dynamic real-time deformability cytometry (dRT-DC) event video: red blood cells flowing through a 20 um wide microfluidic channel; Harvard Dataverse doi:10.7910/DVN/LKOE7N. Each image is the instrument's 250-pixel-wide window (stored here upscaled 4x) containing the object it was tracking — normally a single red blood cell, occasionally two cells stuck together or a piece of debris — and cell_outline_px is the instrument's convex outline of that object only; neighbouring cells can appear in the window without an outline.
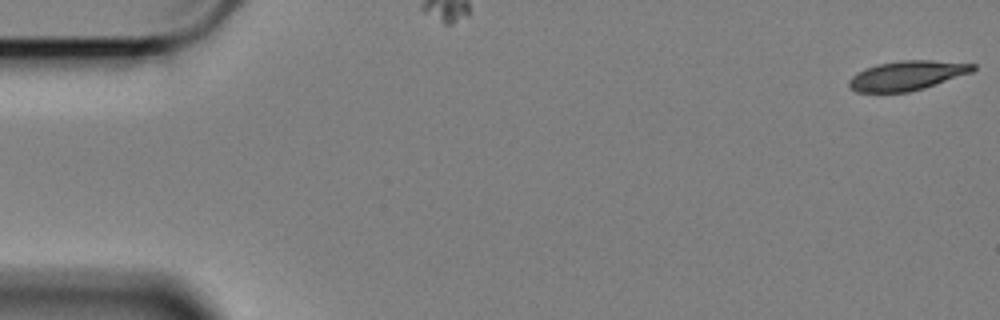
{"species": "Egyptian fruit bat (a non-hibernating species)", "species_latin": "Rousettus aegyptiacus", "temperature_condition": "cold", "stored_images_in_passage": 9, "camera_frame_rate_fps": 3000, "um_per_image_px": 0.085, "animal": {"sex": "female"}, "frame": {"image": 1, "passage_image": 1, "time_ms": 0.0, "image_size_px": [1000, 320], "cell_outline_px": [[976, 68], [972, 72], [924, 88], [908, 92], [856, 92], [848, 84], [848, 80], [852, 76], [868, 68], [880, 64], [900, 60], [932, 60], [976, 64]], "centroid_in_image_um": [77.13, 6.42], "position_along_channel_um": 7.9, "area_um2": 20.98}}